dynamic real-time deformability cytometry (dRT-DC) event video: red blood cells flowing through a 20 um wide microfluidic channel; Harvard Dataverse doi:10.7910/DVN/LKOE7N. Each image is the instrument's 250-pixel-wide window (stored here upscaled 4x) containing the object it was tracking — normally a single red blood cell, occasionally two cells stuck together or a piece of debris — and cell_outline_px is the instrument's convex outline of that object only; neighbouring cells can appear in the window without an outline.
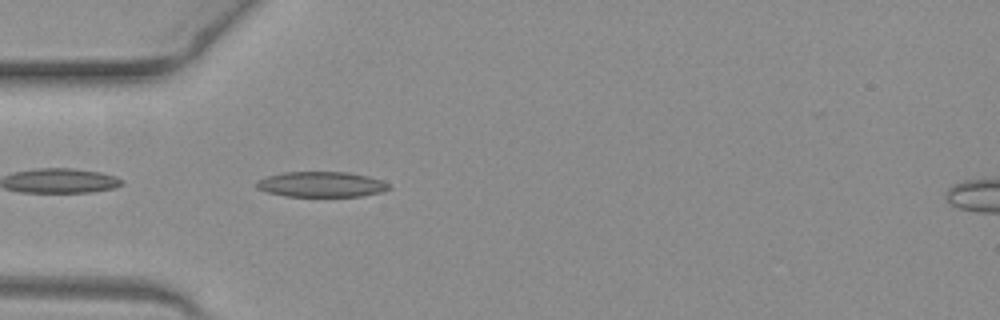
{"species": "common noctule bat (a hibernating species)", "species_latin": "Nyctalus noctula", "temperature_condition": "warm", "stored_images_in_passage": 14, "camera_frame_rate_fps": 3000, "um_per_image_px": 0.085, "animal": {"sex": "female", "body_mass_g": 19.3, "forearm_length_mm": 54.1}, "frame": {"image": 1, "passage_image": 2, "time_ms": 0.333, "image_size_px": [1000, 320], "cell_outline_px": [[392, 188], [380, 192], [360, 196], [284, 196], [268, 192], [256, 188], [256, 180], [268, 176], [284, 172], [348, 172], [368, 176], [380, 180], [388, 184]], "centroid_in_image_um": [27.29, 15.67], "position_along_channel_um": 57.7, "area_um2": 19.48}}
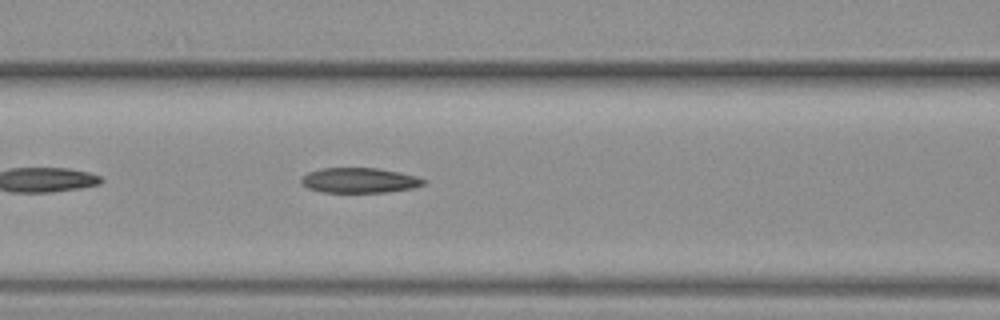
{"frame": {"image": 2, "passage_image": 8, "time_ms": 2.333, "image_size_px": [1000, 320], "cell_outline_px": [[424, 184], [412, 188], [388, 192], [320, 192], [308, 188], [300, 184], [300, 180], [308, 172], [320, 168], [376, 168], [400, 172], [416, 176], [424, 180]], "centroid_in_image_um": [30.5, 15.33], "position_along_channel_um": 136.1, "area_um2": 17.86}}
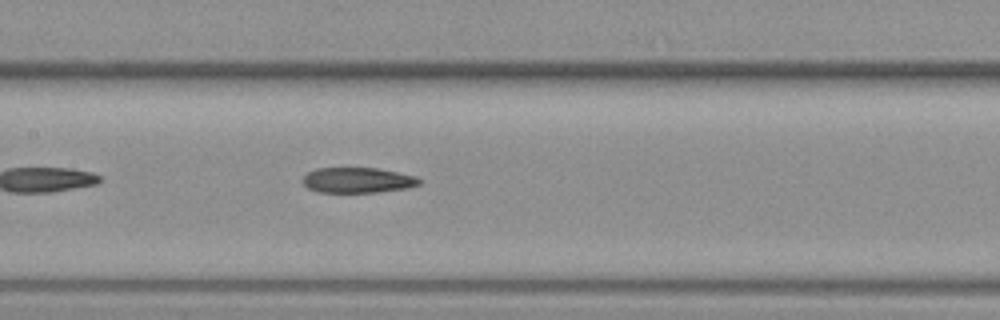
{"frame": {"image": 3, "passage_image": 11, "time_ms": 3.333, "image_size_px": [1000, 320], "cell_outline_px": [[424, 180], [420, 184], [408, 188], [380, 192], [316, 192], [308, 188], [304, 184], [304, 176], [308, 172], [316, 168], [376, 168], [416, 176]], "centroid_in_image_um": [30.44, 15.32], "position_along_channel_um": 177.0, "area_um2": 17.28}}